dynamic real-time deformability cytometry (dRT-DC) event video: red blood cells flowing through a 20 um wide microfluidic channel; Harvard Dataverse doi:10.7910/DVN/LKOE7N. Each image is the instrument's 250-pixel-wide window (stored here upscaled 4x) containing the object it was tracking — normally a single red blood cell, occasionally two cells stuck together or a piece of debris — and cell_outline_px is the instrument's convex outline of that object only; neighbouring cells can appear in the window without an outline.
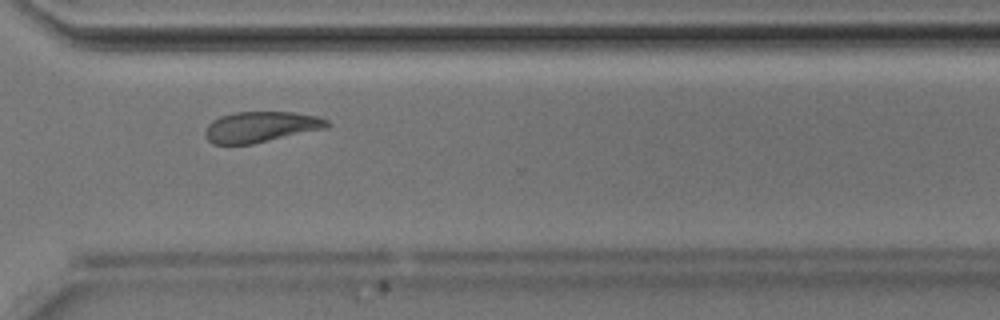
{"species": "Egyptian fruit bat (a non-hibernating species)", "species_latin": "Rousettus aegyptiacus", "temperature_condition": "room temperature", "stored_images_in_passage": 27, "camera_frame_rate_fps": 3000, "um_per_image_px": 0.085, "animal": {"sex": "male"}, "frame": {"image": 1, "passage_image": 20, "time_ms": 6.333, "image_size_px": [1000, 320], "cell_outline_px": [[332, 124], [328, 128], [252, 144], [212, 144], [204, 136], [204, 132], [208, 124], [212, 120], [220, 116], [236, 112], [292, 112], [316, 116], [328, 120]], "centroid_in_image_um": [22.17, 10.79], "position_along_channel_um": 348.4, "area_um2": 21.96}}